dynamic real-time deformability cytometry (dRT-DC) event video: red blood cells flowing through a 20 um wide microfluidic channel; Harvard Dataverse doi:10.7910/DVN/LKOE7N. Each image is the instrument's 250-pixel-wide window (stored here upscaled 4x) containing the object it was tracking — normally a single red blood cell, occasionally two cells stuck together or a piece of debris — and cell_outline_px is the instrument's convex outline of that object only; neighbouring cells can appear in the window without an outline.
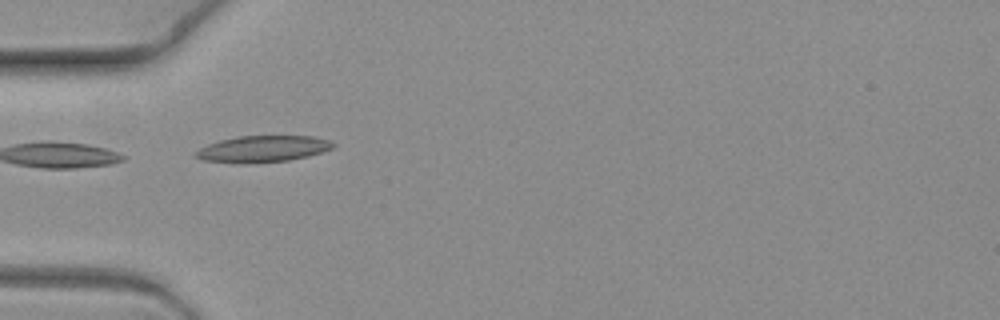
{"species": "common noctule bat (a hibernating species)", "species_latin": "Nyctalus noctula", "temperature_condition": "warm", "stored_images_in_passage": 4, "camera_frame_rate_fps": 3000, "um_per_image_px": 0.085, "animal": {"sex": "female", "body_mass_g": 19.3, "forearm_length_mm": 54.1}, "frame": {"image": 1, "passage_image": 3, "time_ms": 0.667, "image_size_px": [1000, 320], "cell_outline_px": [[336, 148], [308, 156], [288, 160], [200, 160], [192, 156], [200, 148], [208, 144], [220, 140], [236, 136], [312, 136], [328, 140], [336, 144]], "centroid_in_image_um": [22.42, 12.59], "position_along_channel_um": 62.6, "area_um2": 20.11}}